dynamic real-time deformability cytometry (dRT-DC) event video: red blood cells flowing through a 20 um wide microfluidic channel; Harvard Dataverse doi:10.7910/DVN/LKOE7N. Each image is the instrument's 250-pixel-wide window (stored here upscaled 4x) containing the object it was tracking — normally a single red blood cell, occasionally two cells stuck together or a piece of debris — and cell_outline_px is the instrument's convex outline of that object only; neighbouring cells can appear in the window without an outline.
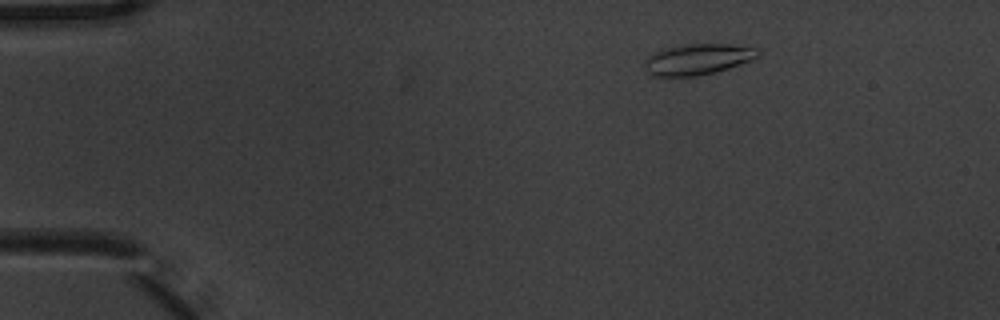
{"species": "common noctule bat (a hibernating species)", "species_latin": "Nyctalus noctula", "temperature_condition": "warm", "stored_images_in_passage": 3, "camera_frame_rate_fps": 3000, "um_per_image_px": 0.085, "animal": {"sex": "male", "body_mass_g": 20.1, "forearm_length_mm": 53.5}, "frame": {"image": 1, "passage_image": 1, "time_ms": 0.0, "image_size_px": [1000, 320], "cell_outline_px": [[760, 52], [752, 60], [716, 72], [696, 76], [652, 76], [648, 72], [644, 64], [644, 60], [648, 56], [664, 48], [688, 44], [728, 44], [756, 48]], "centroid_in_image_um": [59.28, 5.04], "position_along_channel_um": 25.7, "area_um2": 20.23}}